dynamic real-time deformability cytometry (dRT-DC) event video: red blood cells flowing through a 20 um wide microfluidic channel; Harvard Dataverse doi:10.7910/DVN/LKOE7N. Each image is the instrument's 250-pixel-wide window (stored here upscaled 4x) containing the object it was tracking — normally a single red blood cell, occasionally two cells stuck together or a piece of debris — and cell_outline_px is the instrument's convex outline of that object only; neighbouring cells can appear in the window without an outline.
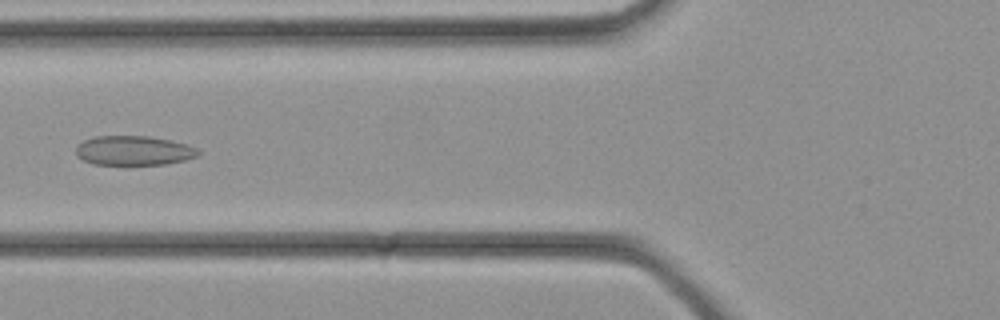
{"species": "common noctule bat (a hibernating species)", "species_latin": "Nyctalus noctula", "temperature_condition": "cold", "stored_images_in_passage": 34, "camera_frame_rate_fps": 3000, "um_per_image_px": 0.085, "animal": {"sex": "female", "body_mass_g": 21.9}, "frame": {"image": 1, "passage_image": 13, "time_ms": 4.0, "image_size_px": [1000, 320], "cell_outline_px": [[200, 156], [184, 160], [164, 164], [92, 164], [76, 156], [76, 144], [92, 136], [148, 136], [172, 140], [188, 144], [196, 148], [200, 152]], "centroid_in_image_um": [11.36, 12.78], "position_along_channel_um": 114.4, "area_um2": 21.15}}
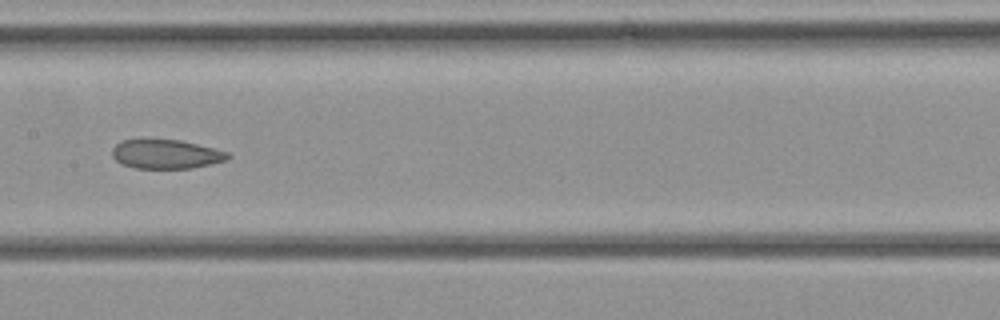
{"frame": {"image": 2, "passage_image": 17, "time_ms": 5.333, "image_size_px": [1000, 320], "cell_outline_px": [[232, 156], [228, 160], [192, 168], [136, 168], [120, 164], [112, 156], [112, 148], [120, 140], [180, 140], [228, 152]], "centroid_in_image_um": [14.1, 13.11], "position_along_channel_um": 193.3, "area_um2": 19.54}}
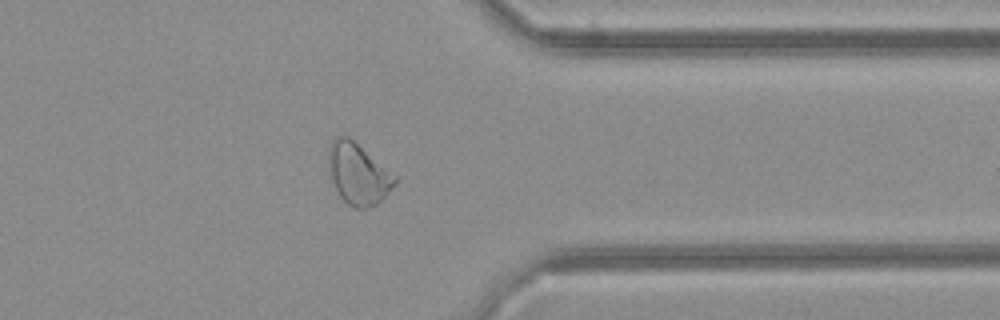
{"frame": {"image": 3, "passage_image": 27, "time_ms": 8.667, "image_size_px": [1000, 320], "cell_outline_px": [[396, 184], [376, 204], [368, 208], [356, 208], [348, 204], [340, 196], [332, 180], [328, 156], [328, 144], [336, 136], [348, 136], [396, 176]], "centroid_in_image_um": [30.42, 14.76], "position_along_channel_um": 381.0, "area_um2": 23.18}}